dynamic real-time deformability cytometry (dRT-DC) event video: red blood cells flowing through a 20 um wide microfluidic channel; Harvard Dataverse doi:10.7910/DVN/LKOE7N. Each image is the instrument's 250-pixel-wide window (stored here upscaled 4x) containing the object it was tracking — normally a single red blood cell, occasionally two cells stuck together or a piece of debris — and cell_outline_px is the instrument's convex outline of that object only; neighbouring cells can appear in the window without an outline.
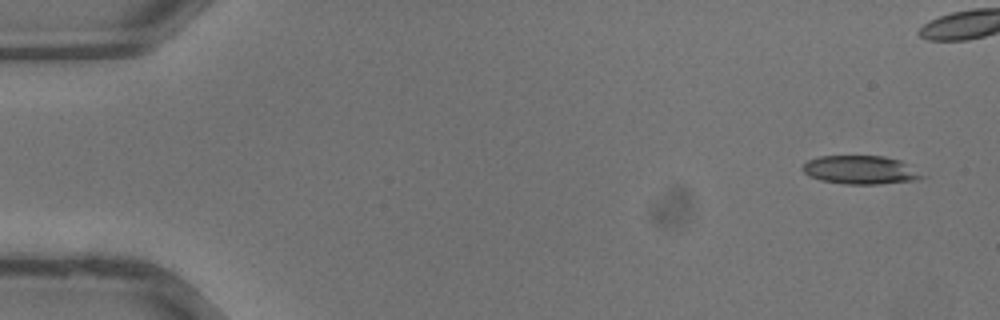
{"species": "common noctule bat (a hibernating species)", "species_latin": "Nyctalus noctula", "temperature_condition": "warm", "stored_images_in_passage": 29, "camera_frame_rate_fps": 3000, "um_per_image_px": 0.085, "animal": {"sex": "male", "body_mass_g": 13.3}, "frame": {"image": 1, "passage_image": 1, "time_ms": 0.0, "image_size_px": [1000, 320], "cell_outline_px": [[928, 176], [916, 180], [876, 184], [848, 184], [820, 180], [808, 176], [800, 168], [808, 160], [820, 156], [884, 156], [900, 160]], "centroid_in_image_um": [73.14, 14.44], "position_along_channel_um": 11.9, "area_um2": 19.88}}
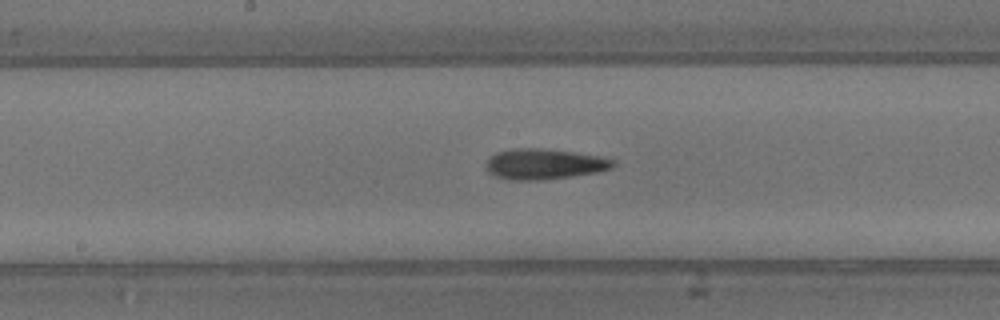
{"frame": {"image": 2, "passage_image": 18, "time_ms": 5.667, "image_size_px": [1000, 320], "cell_outline_px": [[616, 164], [612, 168], [596, 172], [540, 180], [512, 180], [496, 176], [488, 172], [484, 164], [496, 152], [512, 148], [536, 148], [572, 152], [600, 156], [616, 160]], "centroid_in_image_um": [46.24, 13.94], "position_along_channel_um": 202.0, "area_um2": 22.43}}
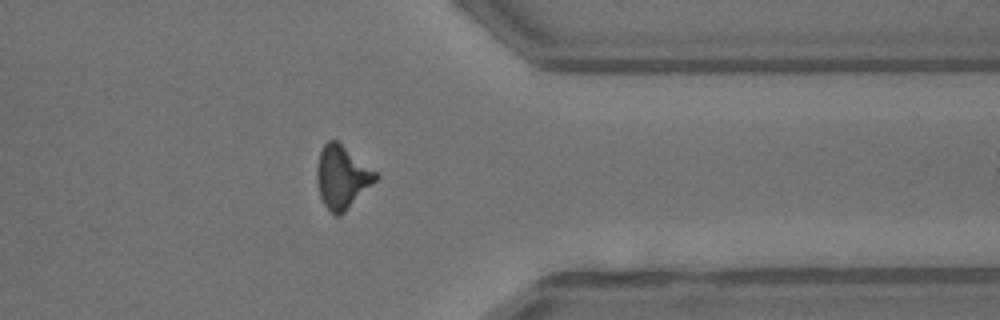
{"frame": {"image": 3, "passage_image": 28, "time_ms": 9.0, "image_size_px": [1000, 320], "cell_outline_px": [[380, 176], [340, 216], [336, 216], [324, 204], [320, 196], [316, 180], [316, 168], [320, 152], [324, 144], [328, 140], [336, 140], [376, 172]], "centroid_in_image_um": [29.04, 15.05], "position_along_channel_um": 382.4, "area_um2": 21.1}}